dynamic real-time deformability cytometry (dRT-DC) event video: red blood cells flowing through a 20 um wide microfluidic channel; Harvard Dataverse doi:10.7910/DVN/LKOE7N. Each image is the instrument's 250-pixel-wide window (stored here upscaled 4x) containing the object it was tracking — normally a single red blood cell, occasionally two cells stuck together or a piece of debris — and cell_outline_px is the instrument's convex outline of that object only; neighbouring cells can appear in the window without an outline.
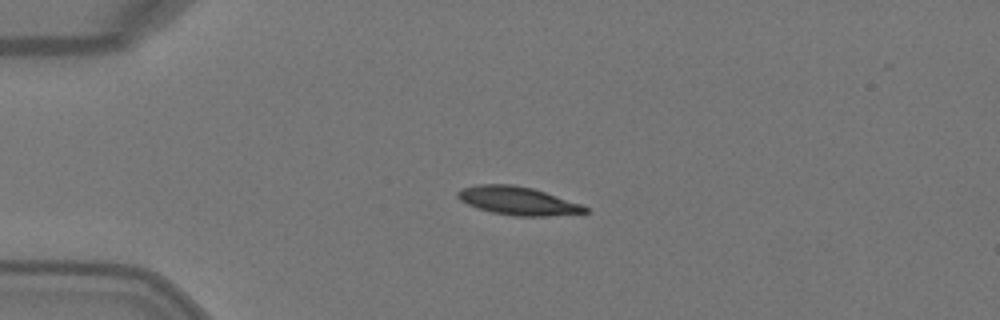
{"species": "Egyptian fruit bat (a non-hibernating species)", "species_latin": "Rousettus aegyptiacus", "temperature_condition": "warm", "stored_images_in_passage": 2, "camera_frame_rate_fps": 3000, "um_per_image_px": 0.085, "animal": {"sex": "female"}, "frame": {"image": 1, "passage_image": 1, "time_ms": 0.0, "image_size_px": [1000, 320], "cell_outline_px": [[588, 212], [584, 216], [512, 216], [492, 212], [468, 204], [460, 200], [456, 196], [456, 192], [460, 188], [480, 184], [512, 184], [532, 188], [584, 204], [588, 208]], "centroid_in_image_um": [44.14, 17.09], "position_along_channel_um": 40.9, "area_um2": 21.56}}